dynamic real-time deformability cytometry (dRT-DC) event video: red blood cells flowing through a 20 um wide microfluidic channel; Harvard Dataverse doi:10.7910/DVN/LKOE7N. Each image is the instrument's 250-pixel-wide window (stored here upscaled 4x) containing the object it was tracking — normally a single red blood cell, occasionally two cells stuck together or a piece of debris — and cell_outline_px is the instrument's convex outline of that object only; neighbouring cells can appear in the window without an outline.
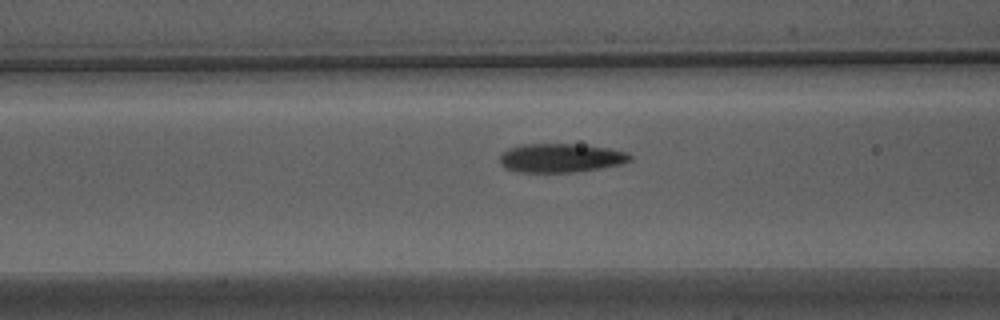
{"species": "Egyptian fruit bat (a non-hibernating species)", "species_latin": "Rousettus aegyptiacus", "temperature_condition": "warm", "stored_images_in_passage": 9, "camera_frame_rate_fps": 3000, "um_per_image_px": 0.085, "animal": {"sex": "male"}, "frame": {"image": 1, "passage_image": 7, "time_ms": 2.0, "image_size_px": [1000, 320], "cell_outline_px": [[632, 160], [620, 164], [572, 172], [520, 172], [504, 168], [500, 164], [500, 156], [508, 148], [520, 144], [576, 144], [608, 148], [628, 152], [632, 156]], "centroid_in_image_um": [47.64, 13.42], "position_along_channel_um": 119.0, "area_um2": 21.79}}